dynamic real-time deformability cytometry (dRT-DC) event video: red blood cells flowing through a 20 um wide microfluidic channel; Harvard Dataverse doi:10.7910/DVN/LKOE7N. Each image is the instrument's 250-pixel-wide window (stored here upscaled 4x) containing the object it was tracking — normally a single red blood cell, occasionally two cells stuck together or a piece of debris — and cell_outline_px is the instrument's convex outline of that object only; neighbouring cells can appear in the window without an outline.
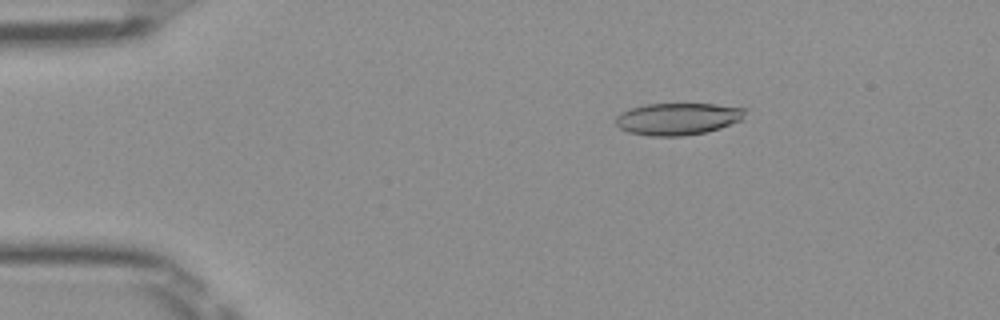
{"species": "Egyptian fruit bat (a non-hibernating species)", "species_latin": "Rousettus aegyptiacus", "temperature_condition": "room temperature", "stored_images_in_passage": 46, "camera_frame_rate_fps": 3000, "um_per_image_px": 0.085, "frame": {"image": 1, "passage_image": 4, "time_ms": 1.0, "image_size_px": [1000, 320], "cell_outline_px": [[748, 108], [740, 120], [720, 128], [704, 132], [684, 136], [648, 136], [628, 132], [620, 128], [616, 124], [616, 116], [620, 112], [644, 104], [716, 104]], "centroid_in_image_um": [57.59, 10.1], "position_along_channel_um": 27.4, "area_um2": 24.16}}
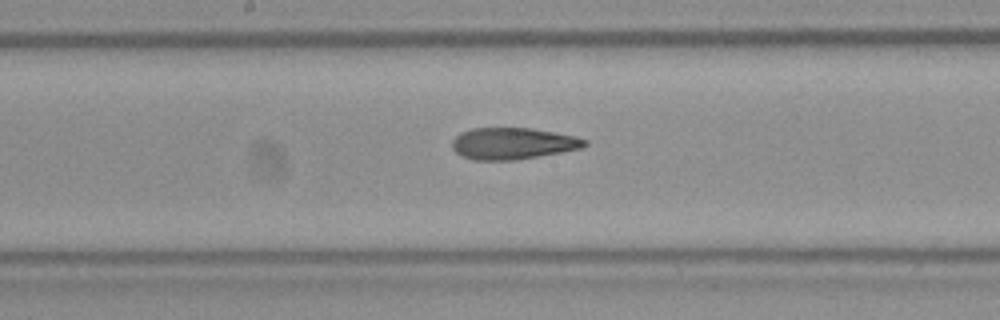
{"frame": {"image": 2, "passage_image": 22, "time_ms": 7.0, "image_size_px": [1000, 320], "cell_outline_px": [[588, 144], [580, 148], [560, 152], [516, 160], [472, 160], [460, 156], [452, 148], [452, 140], [460, 132], [472, 128], [528, 128], [576, 136], [588, 140]], "centroid_in_image_um": [43.55, 12.2], "position_along_channel_um": 204.7, "area_um2": 24.39}}
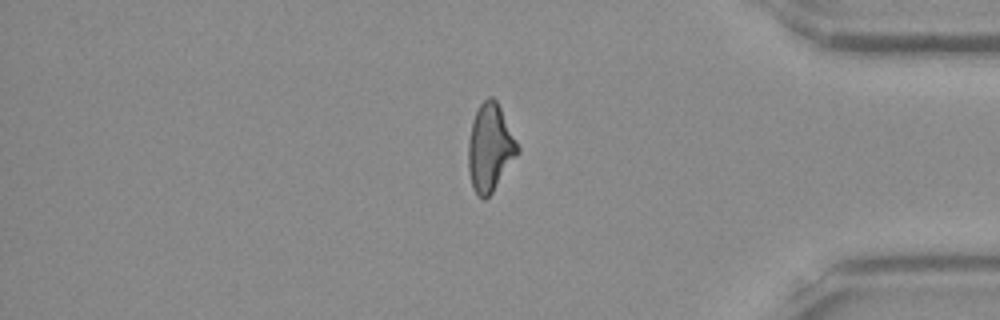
{"frame": {"image": 3, "passage_image": 38, "time_ms": 12.333, "image_size_px": [1000, 320], "cell_outline_px": [[520, 152], [492, 192], [484, 200], [472, 188], [468, 168], [468, 144], [472, 120], [480, 104], [488, 96], [492, 96], [496, 100], [520, 148]], "centroid_in_image_um": [41.65, 12.56], "position_along_channel_um": 393.6, "area_um2": 24.91}, "authors_computed_cell_mechanics": {"area_um2": 24.8251, "velocity_mm_per_s": 4.0278, "shape_relaxation_time_tau1_ms": null, "shape_relaxation_time_tau2_ms": 2.8025, "deformation_change_tau1": null, "deformation_change_tau2": 0.1239}}